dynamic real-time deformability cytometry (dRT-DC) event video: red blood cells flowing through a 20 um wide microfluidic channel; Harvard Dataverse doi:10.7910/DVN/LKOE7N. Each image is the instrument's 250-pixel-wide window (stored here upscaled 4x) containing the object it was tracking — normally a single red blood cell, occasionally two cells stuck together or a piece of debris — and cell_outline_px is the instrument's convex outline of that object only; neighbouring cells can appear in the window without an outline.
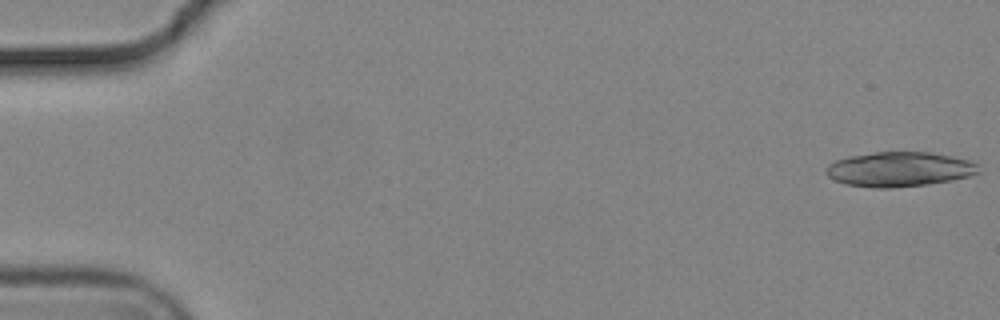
{"species": "common noctule bat (a hibernating species)", "species_latin": "Nyctalus noctula", "temperature_condition": "cold", "stored_images_in_passage": 20, "camera_frame_rate_fps": 3000, "um_per_image_px": 0.085, "animal": {"sex": "male", "body_mass_g": 19.2, "forearm_length_mm": 51.8}, "frame": {"image": 1, "passage_image": 1, "time_ms": 0.0, "image_size_px": [1000, 320], "cell_outline_px": [[980, 172], [968, 176], [952, 180], [928, 184], [892, 188], [876, 188], [844, 184], [828, 176], [824, 172], [824, 168], [828, 164], [836, 160], [852, 156], [872, 152], [928, 152], [968, 160], [980, 164]], "centroid_in_image_um": [76.43, 14.39], "position_along_channel_um": 8.6, "area_um2": 30.87}}